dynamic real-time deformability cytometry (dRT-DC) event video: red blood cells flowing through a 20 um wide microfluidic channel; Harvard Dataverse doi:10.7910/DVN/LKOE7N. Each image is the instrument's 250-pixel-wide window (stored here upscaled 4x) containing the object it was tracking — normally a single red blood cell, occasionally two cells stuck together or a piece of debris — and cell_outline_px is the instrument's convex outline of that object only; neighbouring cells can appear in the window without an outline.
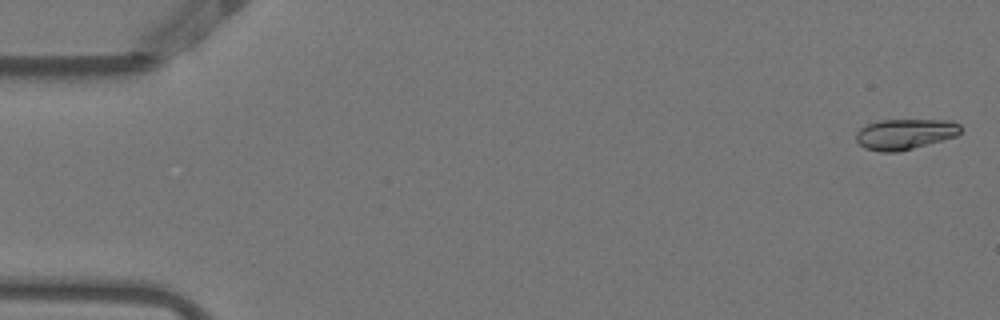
{"species": "Egyptian fruit bat (a non-hibernating species)", "species_latin": "Rousettus aegyptiacus", "temperature_condition": "warm", "stored_images_in_passage": 52, "camera_frame_rate_fps": 3000, "um_per_image_px": 0.085, "animal": {"sex": "female"}, "frame": {"image": 1, "passage_image": 1, "time_ms": 0.0, "image_size_px": [1000, 320], "cell_outline_px": [[960, 132], [956, 136], [900, 152], [880, 152], [864, 148], [856, 140], [856, 132], [860, 128], [868, 124], [880, 120], [952, 120], [960, 124]], "centroid_in_image_um": [76.91, 11.4], "position_along_channel_um": 8.1, "area_um2": 18.67}}
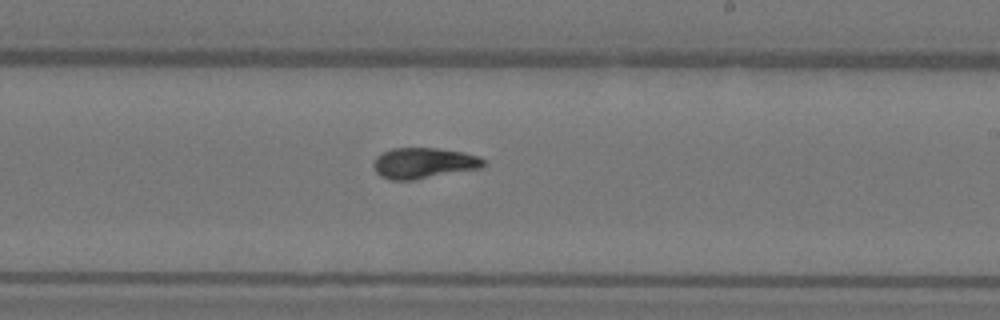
{"frame": {"image": 2, "passage_image": 31, "time_ms": 10.0, "image_size_px": [1000, 320], "cell_outline_px": [[484, 164], [480, 168], [412, 180], [388, 180], [380, 176], [376, 172], [372, 164], [376, 156], [392, 148], [436, 148], [464, 152], [480, 156], [484, 160]], "centroid_in_image_um": [35.98, 13.86], "position_along_channel_um": 253.0, "area_um2": 19.71}}
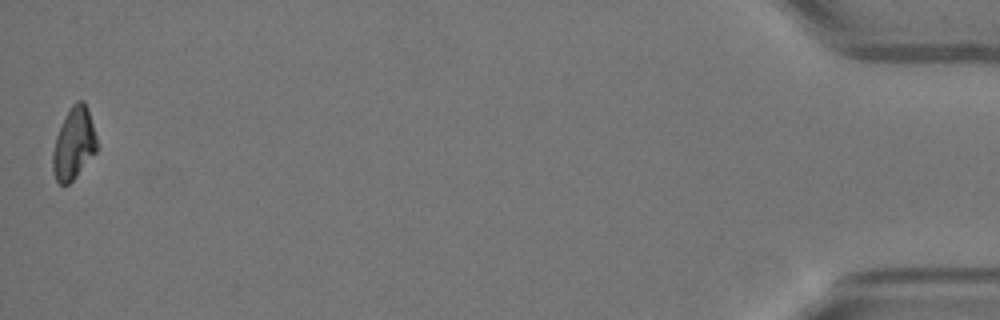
{"frame": {"image": 3, "passage_image": 52, "time_ms": 17.0, "image_size_px": [1000, 320], "cell_outline_px": [[96, 152], [76, 176], [68, 184], [60, 184], [56, 180], [52, 168], [52, 152], [56, 136], [64, 116], [68, 108], [76, 100], [84, 100], [88, 108], [96, 136]], "centroid_in_image_um": [6.25, 12.16], "position_along_channel_um": 428.9, "area_um2": 18.5}, "authors_computed_cell_mechanics": {"area_um2": 18.9584, "velocity_mm_per_s": 3.8487, "shape_relaxation_time_tau1_ms": 5.3292, "shape_relaxation_time_tau2_ms": 6.6792, "deformation_change_tau1": 0.2133, "deformation_change_tau2": 0.0537}}